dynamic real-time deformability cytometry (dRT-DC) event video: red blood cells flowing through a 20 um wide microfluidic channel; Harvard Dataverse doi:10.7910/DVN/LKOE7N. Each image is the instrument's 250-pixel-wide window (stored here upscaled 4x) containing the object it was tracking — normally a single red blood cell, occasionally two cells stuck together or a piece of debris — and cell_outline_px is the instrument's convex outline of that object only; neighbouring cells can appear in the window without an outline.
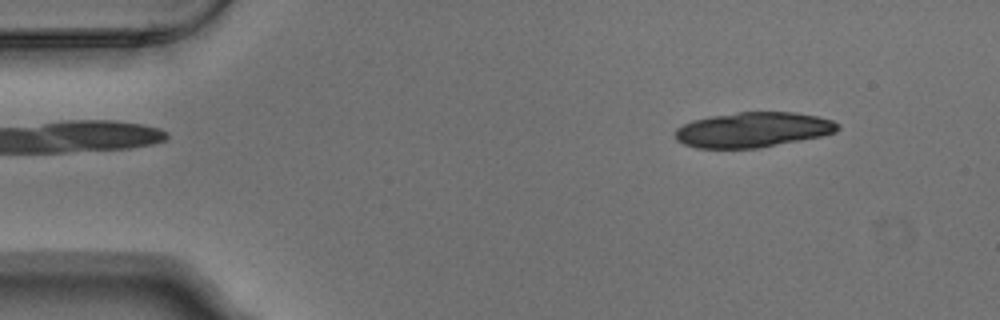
{"species": "Egyptian fruit bat (a non-hibernating species)", "species_latin": "Rousettus aegyptiacus", "temperature_condition": "warm", "stored_images_in_passage": 4, "camera_frame_rate_fps": 3000, "um_per_image_px": 0.085, "animal": {"sex": "male"}, "frame": {"image": 1, "passage_image": 1, "time_ms": 0.0, "image_size_px": [1000, 320], "cell_outline_px": [[840, 128], [836, 132], [820, 136], [800, 140], [756, 148], [696, 148], [684, 144], [676, 140], [676, 128], [692, 120], [708, 116], [736, 112], [796, 112], [816, 116], [832, 120], [840, 124]], "centroid_in_image_um": [63.99, 11.02], "position_along_channel_um": 21.0, "area_um2": 33.23}}